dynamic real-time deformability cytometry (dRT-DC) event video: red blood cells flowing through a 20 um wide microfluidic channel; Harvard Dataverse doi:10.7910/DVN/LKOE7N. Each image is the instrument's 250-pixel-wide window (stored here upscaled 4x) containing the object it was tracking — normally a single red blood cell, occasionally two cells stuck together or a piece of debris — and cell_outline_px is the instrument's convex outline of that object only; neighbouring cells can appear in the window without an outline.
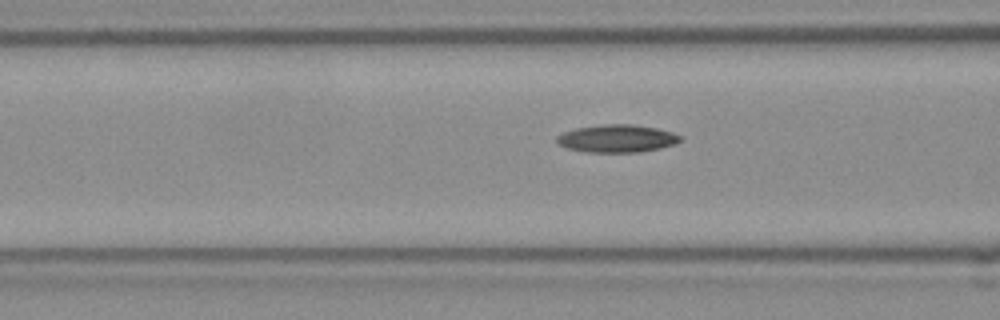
{"species": "Egyptian fruit bat (a non-hibernating species)", "species_latin": "Rousettus aegyptiacus", "temperature_condition": "room temperature", "stored_images_in_passage": 19, "camera_frame_rate_fps": 3000, "um_per_image_px": 0.085, "frame": {"image": 1, "passage_image": 11, "time_ms": 3.333, "image_size_px": [1000, 320], "cell_outline_px": [[680, 140], [676, 144], [660, 148], [640, 152], [588, 152], [568, 148], [560, 144], [556, 140], [556, 136], [564, 132], [576, 128], [604, 124], [632, 124], [656, 128], [672, 132], [680, 136]], "centroid_in_image_um": [52.45, 11.77], "position_along_channel_um": 114.1, "area_um2": 19.77}}